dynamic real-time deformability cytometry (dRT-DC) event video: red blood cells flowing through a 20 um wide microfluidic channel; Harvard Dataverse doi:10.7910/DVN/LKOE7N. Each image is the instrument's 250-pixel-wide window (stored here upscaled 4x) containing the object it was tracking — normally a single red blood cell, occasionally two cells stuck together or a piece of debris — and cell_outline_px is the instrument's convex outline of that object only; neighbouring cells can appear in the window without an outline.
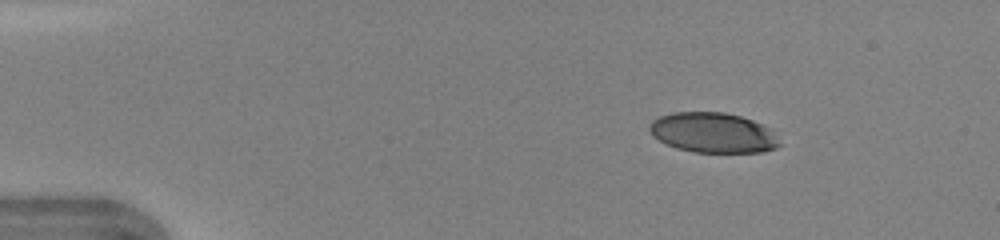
{"species": "human", "species_latin": "Homo sapiens", "temperature_condition": "warm", "stored_images_in_passage": 40, "camera_frame_rate_fps": 3000, "um_per_image_px": 0.085, "donor": {"sex": "female"}, "frame": {"image": 1, "passage_image": 1, "time_ms": 0.0, "image_size_px": [1000, 240], "cell_outline_px": [[784, 144], [776, 148], [764, 152], [692, 152], [676, 148], [652, 136], [648, 128], [648, 124], [652, 120], [660, 116], [672, 112], [724, 112], [740, 116], [752, 120], [768, 128]], "centroid_in_image_um": [60.6, 11.28], "position_along_channel_um": 24.4, "area_um2": 30.52}}
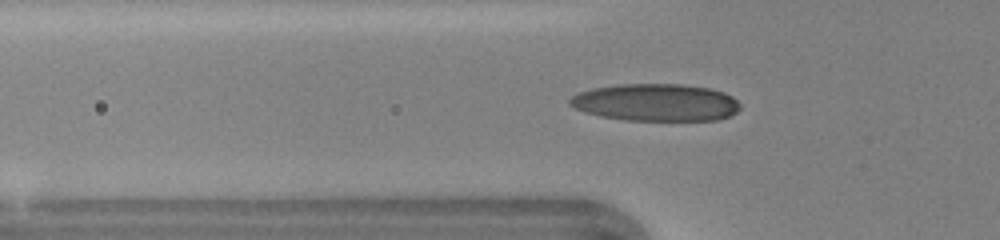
{"frame": {"image": 2, "passage_image": 10, "time_ms": 3.0, "image_size_px": [1000, 240], "cell_outline_px": [[740, 108], [736, 112], [728, 116], [716, 120], [628, 120], [600, 116], [584, 112], [568, 104], [568, 100], [572, 96], [580, 92], [592, 88], [620, 84], [684, 84], [712, 88], [724, 92], [732, 96], [740, 104]], "centroid_in_image_um": [55.75, 8.7], "position_along_channel_um": 70.0, "area_um2": 37.11}}
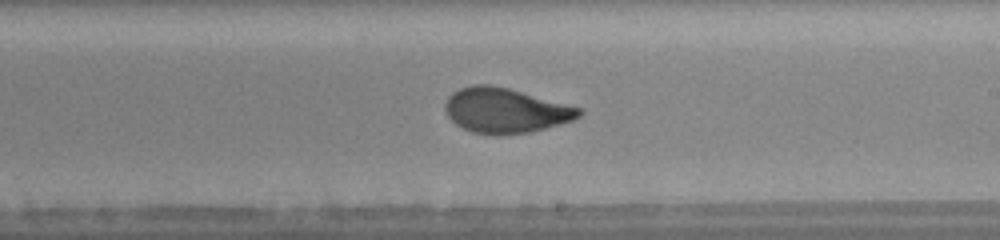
{"frame": {"image": 3, "passage_image": 22, "time_ms": 7.0, "image_size_px": [1000, 240], "cell_outline_px": [[584, 112], [580, 116], [572, 120], [544, 128], [528, 132], [496, 136], [472, 132], [456, 124], [448, 116], [444, 108], [444, 104], [448, 96], [452, 92], [460, 88], [472, 84], [488, 84], [508, 88], [584, 108]], "centroid_in_image_um": [42.95, 9.38], "position_along_channel_um": 246.0, "area_um2": 35.2}, "authors_computed_cell_mechanics": {"area_um2": 34.7089, "velocity_mm_per_s": 4.3866, "shape_relaxation_time_tau1_ms": 3.9803, "shape_relaxation_time_tau2_ms": 0.71, "deformation_change_tau1": 0.1881, "deformation_change_tau2": 0.0628}}